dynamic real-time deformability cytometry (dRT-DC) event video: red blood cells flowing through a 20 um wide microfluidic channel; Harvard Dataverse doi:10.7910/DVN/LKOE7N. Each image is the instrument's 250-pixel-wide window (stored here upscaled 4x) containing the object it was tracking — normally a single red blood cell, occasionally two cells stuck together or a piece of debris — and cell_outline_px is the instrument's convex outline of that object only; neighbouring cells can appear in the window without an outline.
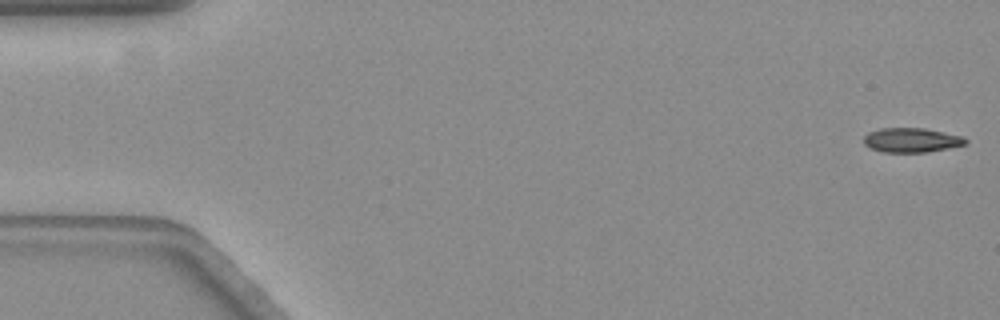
{"species": "common noctule bat (a hibernating species)", "species_latin": "Nyctalus noctula", "temperature_condition": "warm", "stored_images_in_passage": 18, "camera_frame_rate_fps": 3000, "um_per_image_px": 0.085, "animal": {"sex": "female", "body_mass_g": 19.3, "forearm_length_mm": 54.1}, "frame": {"image": 1, "passage_image": 1, "time_ms": 0.0, "image_size_px": [1000, 320], "cell_outline_px": [[968, 140], [964, 144], [928, 152], [880, 152], [864, 144], [864, 136], [868, 132], [880, 128], [924, 128], [960, 136]], "centroid_in_image_um": [77.41, 11.91], "position_along_channel_um": 7.6, "area_um2": 14.28}}
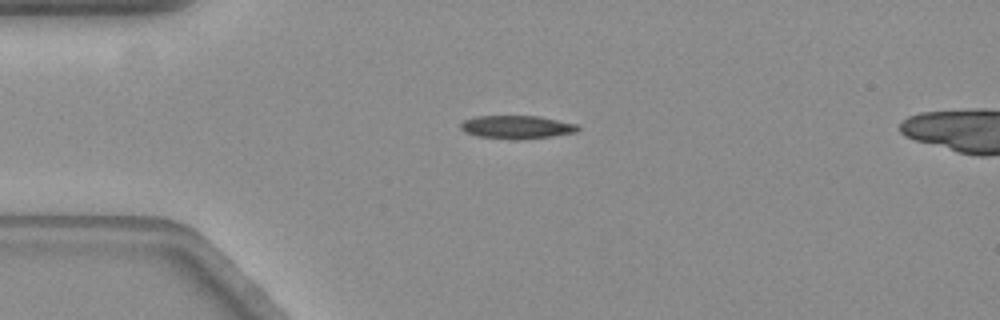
{"frame": {"image": 2, "passage_image": 14, "time_ms": 4.333, "image_size_px": [1000, 320], "cell_outline_px": [[580, 128], [576, 132], [552, 136], [520, 140], [512, 140], [476, 136], [464, 132], [460, 128], [460, 124], [464, 120], [476, 116], [536, 116], [576, 124]], "centroid_in_image_um": [43.87, 10.81], "position_along_channel_um": 41.1, "area_um2": 15.9}}